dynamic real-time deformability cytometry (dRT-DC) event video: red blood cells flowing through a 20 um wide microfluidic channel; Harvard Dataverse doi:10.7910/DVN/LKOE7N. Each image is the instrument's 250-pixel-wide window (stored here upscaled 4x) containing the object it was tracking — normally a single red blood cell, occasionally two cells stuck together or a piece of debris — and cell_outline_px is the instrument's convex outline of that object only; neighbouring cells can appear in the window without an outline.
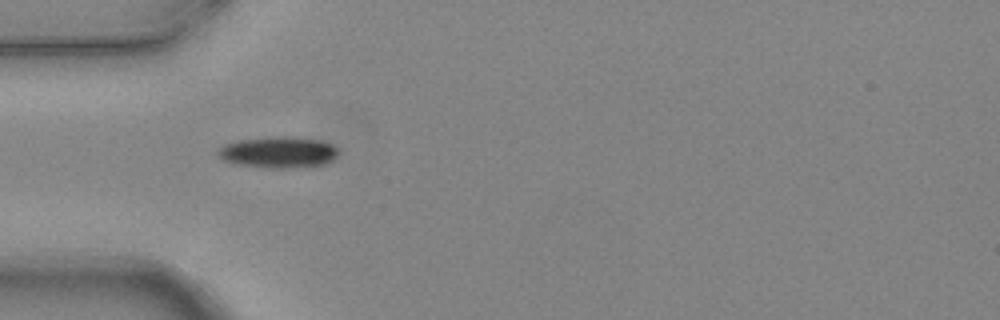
{"species": "common noctule bat (a hibernating species)", "species_latin": "Nyctalus noctula", "temperature_condition": "warm", "stored_images_in_passage": 4, "camera_frame_rate_fps": 3000, "um_per_image_px": 0.085, "animal": {"sex": "female", "body_mass_g": 24.6, "forearm_length_mm": 56.2}, "frame": {"image": 1, "passage_image": 3, "time_ms": 0.667, "image_size_px": [1000, 320], "cell_outline_px": [[340, 152], [332, 160], [324, 164], [288, 168], [268, 168], [236, 164], [224, 160], [216, 152], [224, 144], [240, 140], [276, 136], [292, 136], [320, 140], [332, 144], [340, 148]], "centroid_in_image_um": [23.7, 12.93], "position_along_channel_um": 61.3, "area_um2": 22.02}}
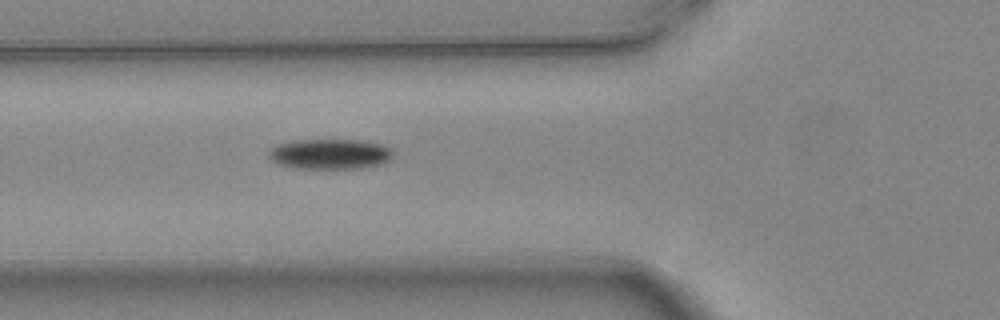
{"frame": {"image": 2, "passage_image": 4, "time_ms": 1.0, "image_size_px": [1000, 320], "cell_outline_px": [[392, 156], [384, 164], [364, 168], [296, 168], [280, 164], [272, 160], [268, 156], [268, 152], [276, 144], [292, 140], [360, 140], [380, 144], [392, 148]], "centroid_in_image_um": [28.06, 13.09], "position_along_channel_um": 97.7, "area_um2": 21.96}}